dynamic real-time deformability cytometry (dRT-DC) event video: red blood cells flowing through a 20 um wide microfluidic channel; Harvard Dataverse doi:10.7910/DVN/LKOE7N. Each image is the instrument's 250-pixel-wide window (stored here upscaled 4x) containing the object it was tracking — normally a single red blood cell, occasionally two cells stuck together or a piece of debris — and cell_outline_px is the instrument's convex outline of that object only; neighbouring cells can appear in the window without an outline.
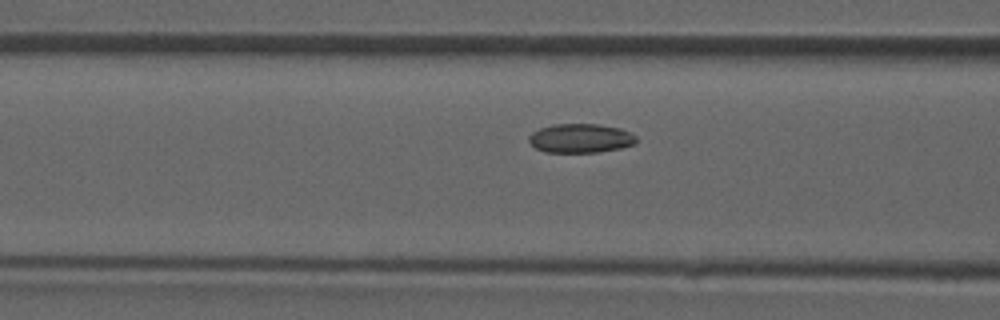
{"species": "common noctule bat (a hibernating species)", "species_latin": "Nyctalus noctula", "temperature_condition": "room temperature", "stored_images_in_passage": 9, "camera_frame_rate_fps": 3000, "um_per_image_px": 0.085, "animal": {"sex": "male", "forearm_length_mm": 52.5}, "frame": {"image": 1, "passage_image": 7, "time_ms": 2.0, "image_size_px": [1000, 320], "cell_outline_px": [[636, 144], [620, 148], [600, 152], [544, 152], [536, 148], [528, 140], [528, 136], [532, 132], [540, 128], [552, 124], [596, 124], [620, 128], [632, 132], [636, 136]], "centroid_in_image_um": [49.36, 11.75], "position_along_channel_um": 117.2, "area_um2": 18.32}}